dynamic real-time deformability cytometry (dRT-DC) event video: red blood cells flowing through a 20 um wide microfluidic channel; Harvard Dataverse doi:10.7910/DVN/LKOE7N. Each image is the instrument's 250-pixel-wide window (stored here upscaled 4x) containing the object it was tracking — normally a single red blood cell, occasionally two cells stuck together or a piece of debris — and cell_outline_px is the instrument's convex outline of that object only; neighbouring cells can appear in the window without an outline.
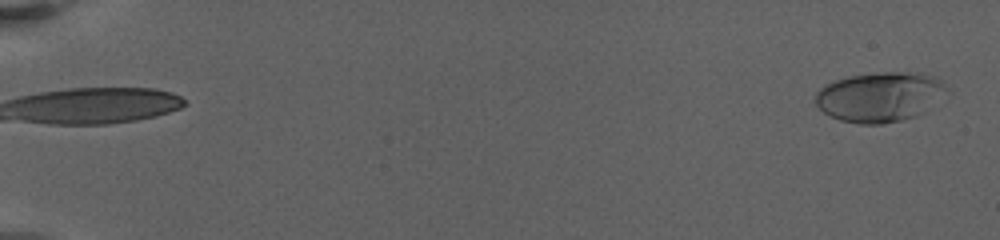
{"species": "human", "species_latin": "Homo sapiens", "temperature_condition": "warm", "stored_images_in_passage": 32, "camera_frame_rate_fps": 3000, "um_per_image_px": 0.085, "donor": {"sex": "female"}, "frame": {"image": 1, "passage_image": 1, "time_ms": 0.0, "image_size_px": [1000, 240], "cell_outline_px": [[944, 88], [928, 112], [904, 120], [880, 124], [860, 124], [840, 120], [824, 112], [816, 104], [816, 92], [824, 84], [848, 76], [880, 72], [916, 72], [936, 76], [940, 80]], "centroid_in_image_um": [74.75, 8.23], "position_along_channel_um": 10.3, "area_um2": 37.86}}
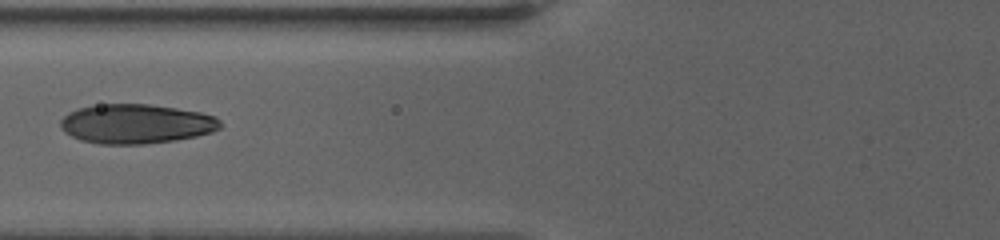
{"frame": {"image": 2, "passage_image": 15, "time_ms": 9.333, "image_size_px": [1000, 240], "cell_outline_px": [[220, 128], [212, 132], [196, 136], [176, 140], [144, 144], [100, 144], [80, 140], [64, 132], [60, 128], [60, 120], [68, 112], [80, 108], [100, 104], [148, 104], [176, 108], [200, 112], [216, 116], [220, 120]], "centroid_in_image_um": [11.56, 10.53], "position_along_channel_um": 114.2, "area_um2": 36.82}}
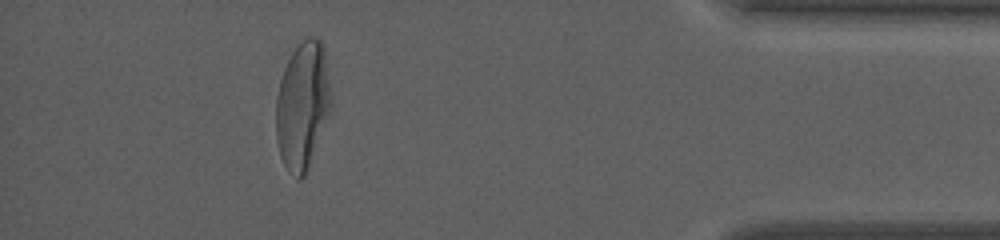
{"frame": {"image": 3, "passage_image": 28, "time_ms": 20.0, "image_size_px": [1000, 240], "cell_outline_px": [[332, 112], [304, 176], [300, 180], [288, 172], [280, 156], [276, 140], [276, 96], [280, 80], [284, 68], [292, 52], [308, 36], [316, 36], [320, 40], [324, 48], [332, 104]], "centroid_in_image_um": [25.73, 8.99], "position_along_channel_um": 409.5, "area_um2": 41.21}, "authors_computed_cell_mechanics": {"area_um2": 36.5007, "velocity_mm_per_s": 3.1451, "shape_relaxation_time_tau1_ms": 6.1996, "shape_relaxation_time_tau2_ms": null, "deformation_change_tau1": 0.2296, "deformation_change_tau2": null}}